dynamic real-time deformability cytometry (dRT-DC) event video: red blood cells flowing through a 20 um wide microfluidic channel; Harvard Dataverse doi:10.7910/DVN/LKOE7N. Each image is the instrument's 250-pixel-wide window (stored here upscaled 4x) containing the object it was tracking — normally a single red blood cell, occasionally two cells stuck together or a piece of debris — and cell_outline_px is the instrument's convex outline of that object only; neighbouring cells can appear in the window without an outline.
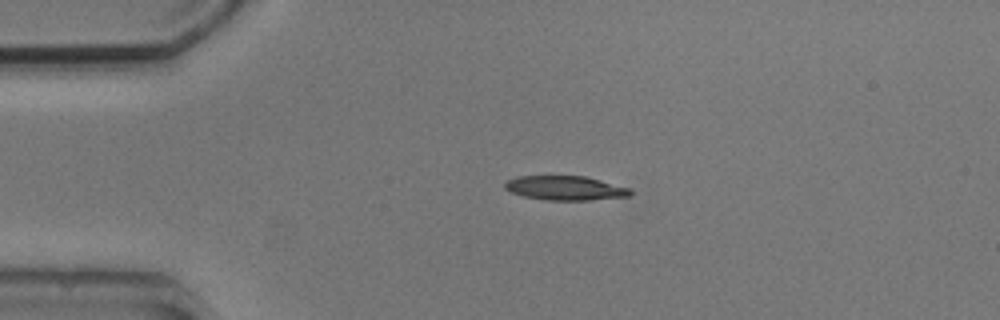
{"species": "common noctule bat (a hibernating species)", "species_latin": "Nyctalus noctula", "temperature_condition": "cold", "stored_images_in_passage": 2, "camera_frame_rate_fps": 3000, "um_per_image_px": 0.085, "animal": {"sex": "male", "body_mass_g": 20.5, "forearm_length_mm": 52.5}, "frame": {"image": 1, "passage_image": 1, "time_ms": 0.0, "image_size_px": [1000, 320], "cell_outline_px": [[632, 192], [628, 196], [588, 200], [544, 200], [524, 196], [512, 192], [504, 188], [504, 184], [508, 180], [516, 176], [584, 176], [600, 180], [628, 188]], "centroid_in_image_um": [48.0, 15.98], "position_along_channel_um": 37.0, "area_um2": 17.51}}